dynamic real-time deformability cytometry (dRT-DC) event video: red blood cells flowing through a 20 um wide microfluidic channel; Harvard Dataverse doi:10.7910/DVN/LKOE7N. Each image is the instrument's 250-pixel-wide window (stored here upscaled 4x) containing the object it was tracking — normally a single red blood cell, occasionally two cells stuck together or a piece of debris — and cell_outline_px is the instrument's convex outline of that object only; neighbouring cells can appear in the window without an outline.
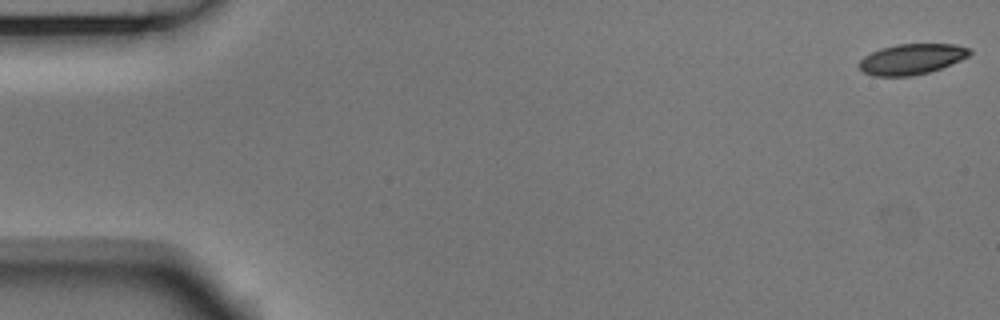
{"species": "Egyptian fruit bat (a non-hibernating species)", "species_latin": "Rousettus aegyptiacus", "temperature_condition": "room temperature", "stored_images_in_passage": 9, "camera_frame_rate_fps": 3000, "um_per_image_px": 0.085, "animal": {"sex": "male"}, "frame": {"image": 1, "passage_image": 1, "time_ms": 0.0, "image_size_px": [1000, 320], "cell_outline_px": [[972, 52], [968, 56], [960, 60], [940, 68], [928, 72], [912, 76], [872, 76], [864, 72], [856, 64], [864, 56], [880, 48], [896, 44], [956, 44], [968, 48]], "centroid_in_image_um": [77.45, 5.02], "position_along_channel_um": 7.6, "area_um2": 19.65}}